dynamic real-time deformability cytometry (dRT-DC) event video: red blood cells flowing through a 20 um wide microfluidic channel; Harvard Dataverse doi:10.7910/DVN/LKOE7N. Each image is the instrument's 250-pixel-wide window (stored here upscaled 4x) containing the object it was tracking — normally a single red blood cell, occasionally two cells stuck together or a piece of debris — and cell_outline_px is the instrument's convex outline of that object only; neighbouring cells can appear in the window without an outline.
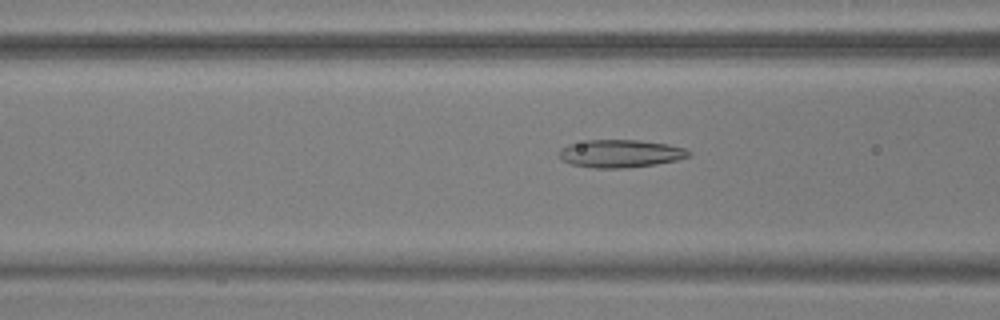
{"species": "common noctule bat (a hibernating species)", "species_latin": "Nyctalus noctula", "temperature_condition": "warm", "stored_images_in_passage": 41, "camera_frame_rate_fps": 3000, "um_per_image_px": 0.085, "animal": {"sex": "male", "body_mass_g": 17.9, "forearm_length_mm": 54.2}, "frame": {"image": 1, "passage_image": 8, "time_ms": 2.333, "image_size_px": [1000, 320], "cell_outline_px": [[692, 152], [688, 156], [676, 160], [656, 164], [624, 168], [592, 168], [572, 164], [560, 160], [560, 148], [568, 144], [588, 140], [640, 140], [668, 144], [684, 148]], "centroid_in_image_um": [52.71, 13.05], "position_along_channel_um": 113.9, "area_um2": 20.98}}
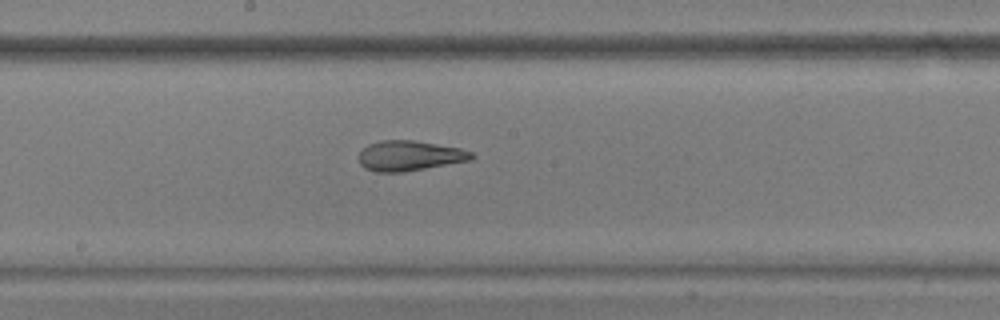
{"frame": {"image": 2, "passage_image": 16, "time_ms": 5.0, "image_size_px": [1000, 320], "cell_outline_px": [[476, 156], [472, 160], [404, 172], [376, 172], [364, 168], [360, 164], [360, 152], [368, 144], [380, 140], [412, 140], [460, 148], [472, 152]], "centroid_in_image_um": [34.83, 13.24], "position_along_channel_um": 213.4, "area_um2": 19.83}}
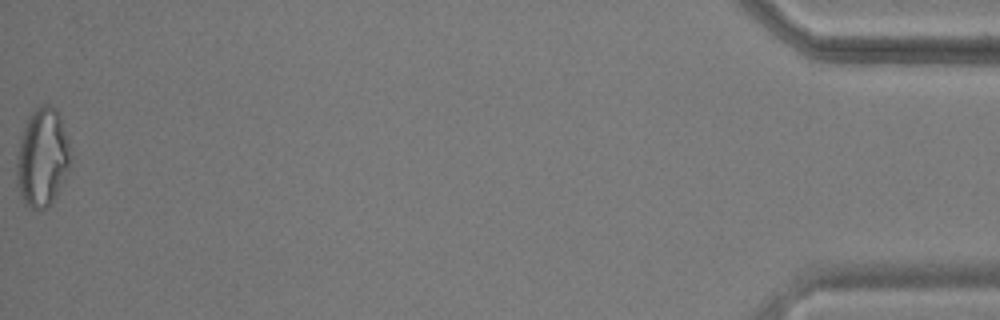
{"frame": {"image": 3, "passage_image": 41, "time_ms": 13.333, "image_size_px": [1000, 320], "cell_outline_px": [[68, 168], [64, 180], [56, 196], [48, 208], [32, 208], [24, 204], [20, 196], [16, 184], [16, 156], [20, 140], [28, 116], [36, 108], [44, 104], [48, 104], [56, 108], [60, 112], [68, 140]], "centroid_in_image_um": [3.57, 13.39], "position_along_channel_um": 431.6, "area_um2": 30.92}, "authors_computed_cell_mechanics": {"area_um2": 21.1548, "velocity_mm_per_s": 3.725, "shape_relaxation_time_tau1_ms": null, "shape_relaxation_time_tau2_ms": 2.067, "deformation_change_tau1": null, "deformation_change_tau2": 0.1153}}